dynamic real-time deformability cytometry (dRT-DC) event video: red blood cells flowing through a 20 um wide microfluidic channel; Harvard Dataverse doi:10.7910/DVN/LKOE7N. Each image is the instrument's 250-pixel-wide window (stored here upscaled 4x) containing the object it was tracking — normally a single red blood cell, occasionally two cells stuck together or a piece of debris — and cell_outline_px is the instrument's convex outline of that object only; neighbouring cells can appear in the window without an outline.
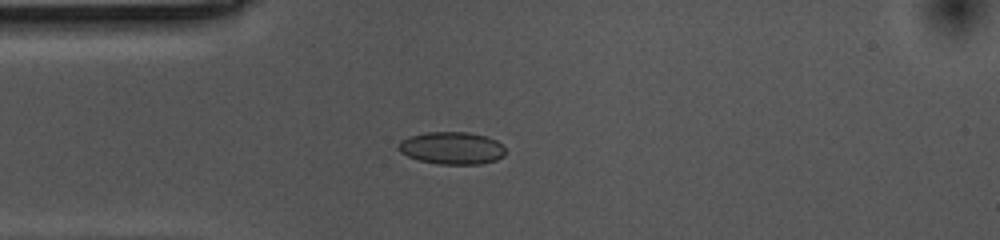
{"species": "common noctule bat (a hibernating species)", "species_latin": "Nyctalus noctula", "temperature_condition": "cold", "stored_images_in_passage": 43, "camera_frame_rate_fps": 3000, "um_per_image_px": 0.085, "animal": {"sex": "female", "body_mass_g": 10.0, "forearm_length_mm": 53.1}, "frame": {"image": 1, "passage_image": 1, "time_ms": 0.0, "image_size_px": [1000, 240], "cell_outline_px": [[504, 156], [496, 160], [480, 164], [436, 164], [420, 160], [408, 156], [400, 152], [396, 148], [396, 144], [400, 140], [408, 136], [428, 132], [468, 132], [488, 136], [496, 140], [504, 148]], "centroid_in_image_um": [38.37, 12.58], "position_along_channel_um": 46.6, "area_um2": 20.4}}
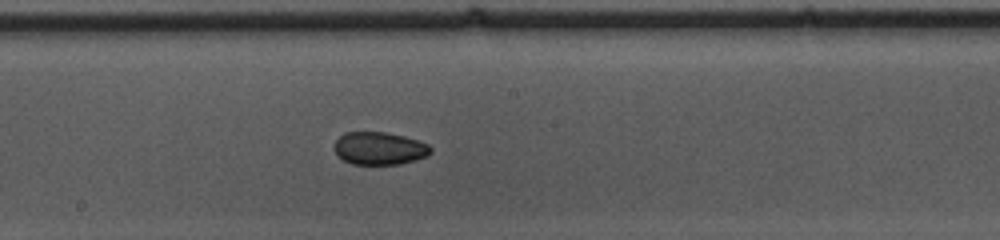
{"frame": {"image": 2, "passage_image": 16, "time_ms": 5.0, "image_size_px": [1000, 240], "cell_outline_px": [[432, 152], [428, 156], [416, 160], [400, 164], [352, 164], [344, 160], [332, 148], [336, 140], [344, 132], [384, 132], [404, 136], [428, 144], [432, 148]], "centroid_in_image_um": [32.26, 12.61], "position_along_channel_um": 215.9, "area_um2": 18.44}}
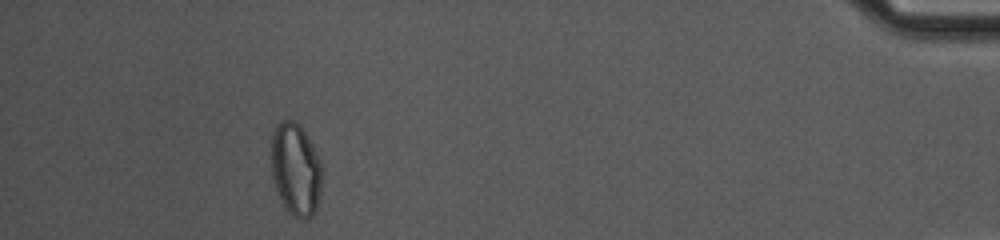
{"frame": {"image": 3, "passage_image": 38, "time_ms": 12.333, "image_size_px": [1000, 240], "cell_outline_px": [[320, 192], [316, 212], [308, 220], [304, 220], [292, 216], [288, 212], [280, 200], [272, 176], [272, 132], [284, 120], [292, 120], [300, 124], [308, 136], [320, 160]], "centroid_in_image_um": [25.14, 14.44], "position_along_channel_um": 410.1, "area_um2": 27.28}, "authors_computed_cell_mechanics": {"area_um2": 19.3052, "velocity_mm_per_s": 3.5497, "shape_relaxation_time_tau1_ms": 8.5681, "shape_relaxation_time_tau2_ms": 4.3872, "deformation_change_tau1": 0.1312, "deformation_change_tau2": 0.0666}}